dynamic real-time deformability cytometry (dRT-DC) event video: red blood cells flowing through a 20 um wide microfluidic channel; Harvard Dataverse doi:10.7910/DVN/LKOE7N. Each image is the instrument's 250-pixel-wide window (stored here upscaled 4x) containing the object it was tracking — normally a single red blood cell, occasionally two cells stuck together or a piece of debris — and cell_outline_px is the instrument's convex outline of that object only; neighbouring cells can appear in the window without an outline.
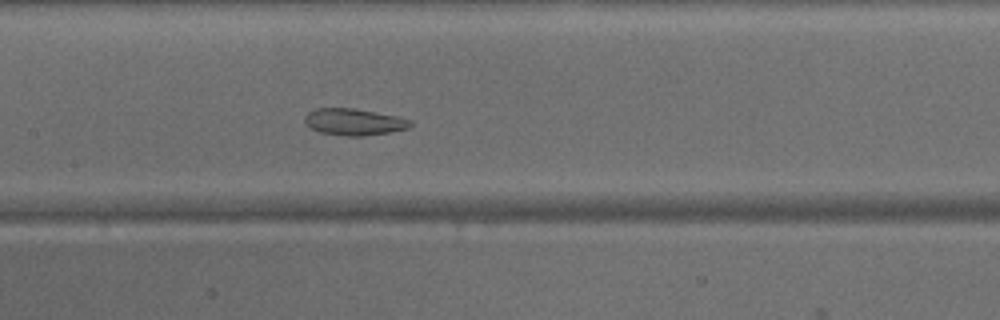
{"species": "common noctule bat (a hibernating species)", "species_latin": "Nyctalus noctula", "temperature_condition": "warm", "stored_images_in_passage": 40, "camera_frame_rate_fps": 3000, "um_per_image_px": 0.085, "animal": {"sex": "male", "body_mass_g": 15.6}, "frame": {"image": 1, "passage_image": 15, "time_ms": 4.667, "image_size_px": [1000, 320], "cell_outline_px": [[412, 124], [408, 128], [388, 132], [360, 136], [344, 136], [320, 132], [304, 124], [304, 116], [308, 112], [316, 108], [352, 108], [396, 116], [412, 120]], "centroid_in_image_um": [30.04, 10.36], "position_along_channel_um": 177.4, "area_um2": 16.3}}
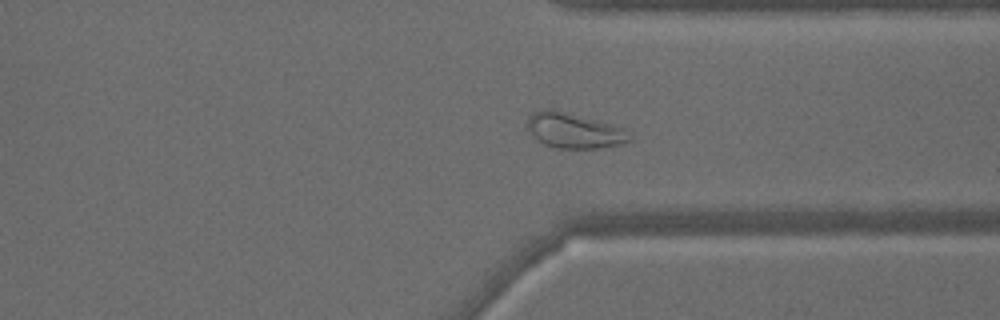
{"frame": {"image": 2, "passage_image": 28, "time_ms": 9.0, "image_size_px": [1000, 320], "cell_outline_px": [[632, 140], [620, 144], [596, 148], [556, 148], [544, 144], [528, 128], [528, 116], [532, 112], [548, 108], [612, 124], [624, 128], [632, 136]], "centroid_in_image_um": [48.83, 11.1], "position_along_channel_um": 362.6, "area_um2": 20.58}}
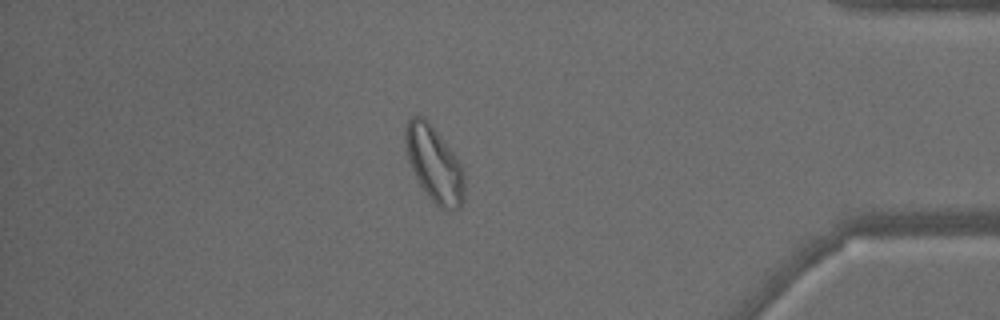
{"frame": {"image": 3, "passage_image": 33, "time_ms": 10.667, "image_size_px": [1000, 320], "cell_outline_px": [[464, 200], [456, 208], [448, 212], [440, 208], [432, 200], [420, 184], [408, 160], [404, 140], [404, 128], [408, 120], [412, 116], [424, 116], [428, 120], [452, 152], [460, 164], [464, 172]], "centroid_in_image_um": [36.89, 13.93], "position_along_channel_um": 398.3, "area_um2": 25.72}}